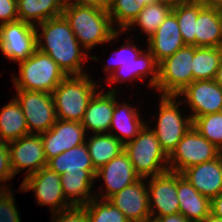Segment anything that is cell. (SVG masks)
Returning a JSON list of instances; mask_svg holds the SVG:
<instances>
[{
  "label": "cell",
  "mask_w": 222,
  "mask_h": 222,
  "mask_svg": "<svg viewBox=\"0 0 222 222\" xmlns=\"http://www.w3.org/2000/svg\"><path fill=\"white\" fill-rule=\"evenodd\" d=\"M176 97L178 98L174 95L161 96L158 124L152 129L161 148L168 156L193 125L190 116L185 119L182 117L178 109L181 102L176 103Z\"/></svg>",
  "instance_id": "obj_9"
},
{
  "label": "cell",
  "mask_w": 222,
  "mask_h": 222,
  "mask_svg": "<svg viewBox=\"0 0 222 222\" xmlns=\"http://www.w3.org/2000/svg\"><path fill=\"white\" fill-rule=\"evenodd\" d=\"M39 25L43 32L40 35L36 27L37 49L48 54L67 76L84 75L82 62L88 55L80 51L79 41L65 17L50 18Z\"/></svg>",
  "instance_id": "obj_1"
},
{
  "label": "cell",
  "mask_w": 222,
  "mask_h": 222,
  "mask_svg": "<svg viewBox=\"0 0 222 222\" xmlns=\"http://www.w3.org/2000/svg\"><path fill=\"white\" fill-rule=\"evenodd\" d=\"M29 134L21 105L14 98L0 111V142L8 143Z\"/></svg>",
  "instance_id": "obj_26"
},
{
  "label": "cell",
  "mask_w": 222,
  "mask_h": 222,
  "mask_svg": "<svg viewBox=\"0 0 222 222\" xmlns=\"http://www.w3.org/2000/svg\"><path fill=\"white\" fill-rule=\"evenodd\" d=\"M193 57L194 46L185 45L159 63V78L156 89L161 91L162 95L178 96L193 82L191 70Z\"/></svg>",
  "instance_id": "obj_8"
},
{
  "label": "cell",
  "mask_w": 222,
  "mask_h": 222,
  "mask_svg": "<svg viewBox=\"0 0 222 222\" xmlns=\"http://www.w3.org/2000/svg\"><path fill=\"white\" fill-rule=\"evenodd\" d=\"M181 175L203 196L212 200L222 192V154L181 172Z\"/></svg>",
  "instance_id": "obj_18"
},
{
  "label": "cell",
  "mask_w": 222,
  "mask_h": 222,
  "mask_svg": "<svg viewBox=\"0 0 222 222\" xmlns=\"http://www.w3.org/2000/svg\"><path fill=\"white\" fill-rule=\"evenodd\" d=\"M64 3L61 0H17L18 19L30 24L42 23L61 16Z\"/></svg>",
  "instance_id": "obj_28"
},
{
  "label": "cell",
  "mask_w": 222,
  "mask_h": 222,
  "mask_svg": "<svg viewBox=\"0 0 222 222\" xmlns=\"http://www.w3.org/2000/svg\"><path fill=\"white\" fill-rule=\"evenodd\" d=\"M16 90L29 133L41 134L51 129L58 120L52 93Z\"/></svg>",
  "instance_id": "obj_10"
},
{
  "label": "cell",
  "mask_w": 222,
  "mask_h": 222,
  "mask_svg": "<svg viewBox=\"0 0 222 222\" xmlns=\"http://www.w3.org/2000/svg\"><path fill=\"white\" fill-rule=\"evenodd\" d=\"M96 170L124 151V144L110 133H100L85 142Z\"/></svg>",
  "instance_id": "obj_29"
},
{
  "label": "cell",
  "mask_w": 222,
  "mask_h": 222,
  "mask_svg": "<svg viewBox=\"0 0 222 222\" xmlns=\"http://www.w3.org/2000/svg\"><path fill=\"white\" fill-rule=\"evenodd\" d=\"M53 214L57 216L52 222H90L85 206H72Z\"/></svg>",
  "instance_id": "obj_37"
},
{
  "label": "cell",
  "mask_w": 222,
  "mask_h": 222,
  "mask_svg": "<svg viewBox=\"0 0 222 222\" xmlns=\"http://www.w3.org/2000/svg\"><path fill=\"white\" fill-rule=\"evenodd\" d=\"M179 213L193 221H202L211 212V200L200 194L181 173H177Z\"/></svg>",
  "instance_id": "obj_22"
},
{
  "label": "cell",
  "mask_w": 222,
  "mask_h": 222,
  "mask_svg": "<svg viewBox=\"0 0 222 222\" xmlns=\"http://www.w3.org/2000/svg\"><path fill=\"white\" fill-rule=\"evenodd\" d=\"M187 1H191V2H203V3H208L209 0H187Z\"/></svg>",
  "instance_id": "obj_48"
},
{
  "label": "cell",
  "mask_w": 222,
  "mask_h": 222,
  "mask_svg": "<svg viewBox=\"0 0 222 222\" xmlns=\"http://www.w3.org/2000/svg\"><path fill=\"white\" fill-rule=\"evenodd\" d=\"M147 128L145 125L133 140L124 145V151L128 154L136 174L144 179L169 170L168 155L161 148L154 131Z\"/></svg>",
  "instance_id": "obj_4"
},
{
  "label": "cell",
  "mask_w": 222,
  "mask_h": 222,
  "mask_svg": "<svg viewBox=\"0 0 222 222\" xmlns=\"http://www.w3.org/2000/svg\"><path fill=\"white\" fill-rule=\"evenodd\" d=\"M161 222H193L187 218H185L182 214L177 213L174 215H166L163 217H158Z\"/></svg>",
  "instance_id": "obj_41"
},
{
  "label": "cell",
  "mask_w": 222,
  "mask_h": 222,
  "mask_svg": "<svg viewBox=\"0 0 222 222\" xmlns=\"http://www.w3.org/2000/svg\"><path fill=\"white\" fill-rule=\"evenodd\" d=\"M64 4L68 1V0H61Z\"/></svg>",
  "instance_id": "obj_50"
},
{
  "label": "cell",
  "mask_w": 222,
  "mask_h": 222,
  "mask_svg": "<svg viewBox=\"0 0 222 222\" xmlns=\"http://www.w3.org/2000/svg\"><path fill=\"white\" fill-rule=\"evenodd\" d=\"M185 96L191 111L192 121L202 115L222 111V87L215 80H198L188 85L178 96Z\"/></svg>",
  "instance_id": "obj_16"
},
{
  "label": "cell",
  "mask_w": 222,
  "mask_h": 222,
  "mask_svg": "<svg viewBox=\"0 0 222 222\" xmlns=\"http://www.w3.org/2000/svg\"><path fill=\"white\" fill-rule=\"evenodd\" d=\"M96 173H71L60 175L62 190L67 201L72 206H85L90 200L98 196H90L89 192ZM90 196V197H89Z\"/></svg>",
  "instance_id": "obj_25"
},
{
  "label": "cell",
  "mask_w": 222,
  "mask_h": 222,
  "mask_svg": "<svg viewBox=\"0 0 222 222\" xmlns=\"http://www.w3.org/2000/svg\"><path fill=\"white\" fill-rule=\"evenodd\" d=\"M215 81L217 82V84H219L222 87V58H221V61H220V65H219V68H218V71H217Z\"/></svg>",
  "instance_id": "obj_44"
},
{
  "label": "cell",
  "mask_w": 222,
  "mask_h": 222,
  "mask_svg": "<svg viewBox=\"0 0 222 222\" xmlns=\"http://www.w3.org/2000/svg\"><path fill=\"white\" fill-rule=\"evenodd\" d=\"M211 213L222 218V192L211 200Z\"/></svg>",
  "instance_id": "obj_40"
},
{
  "label": "cell",
  "mask_w": 222,
  "mask_h": 222,
  "mask_svg": "<svg viewBox=\"0 0 222 222\" xmlns=\"http://www.w3.org/2000/svg\"><path fill=\"white\" fill-rule=\"evenodd\" d=\"M116 101L115 97V107L112 114L110 132L108 133L114 135L125 145L126 142L133 140L146 124L140 120L138 112L133 107L127 105V103L120 105ZM113 129L119 130L122 135L113 134L111 132ZM127 138L128 140L125 141Z\"/></svg>",
  "instance_id": "obj_27"
},
{
  "label": "cell",
  "mask_w": 222,
  "mask_h": 222,
  "mask_svg": "<svg viewBox=\"0 0 222 222\" xmlns=\"http://www.w3.org/2000/svg\"><path fill=\"white\" fill-rule=\"evenodd\" d=\"M115 89L103 94L95 93L85 111L82 125L85 130H92L95 134L108 133L115 107Z\"/></svg>",
  "instance_id": "obj_21"
},
{
  "label": "cell",
  "mask_w": 222,
  "mask_h": 222,
  "mask_svg": "<svg viewBox=\"0 0 222 222\" xmlns=\"http://www.w3.org/2000/svg\"><path fill=\"white\" fill-rule=\"evenodd\" d=\"M14 177L7 143L0 142V182Z\"/></svg>",
  "instance_id": "obj_38"
},
{
  "label": "cell",
  "mask_w": 222,
  "mask_h": 222,
  "mask_svg": "<svg viewBox=\"0 0 222 222\" xmlns=\"http://www.w3.org/2000/svg\"><path fill=\"white\" fill-rule=\"evenodd\" d=\"M172 7L173 3L166 0L147 4L139 12L136 19L128 28H132L133 25H139L142 31H144L148 38H150L155 33L160 24L172 12Z\"/></svg>",
  "instance_id": "obj_32"
},
{
  "label": "cell",
  "mask_w": 222,
  "mask_h": 222,
  "mask_svg": "<svg viewBox=\"0 0 222 222\" xmlns=\"http://www.w3.org/2000/svg\"><path fill=\"white\" fill-rule=\"evenodd\" d=\"M74 2L78 4H95L107 8L110 0H75Z\"/></svg>",
  "instance_id": "obj_42"
},
{
  "label": "cell",
  "mask_w": 222,
  "mask_h": 222,
  "mask_svg": "<svg viewBox=\"0 0 222 222\" xmlns=\"http://www.w3.org/2000/svg\"><path fill=\"white\" fill-rule=\"evenodd\" d=\"M199 222H222V218H219L210 212L202 221Z\"/></svg>",
  "instance_id": "obj_43"
},
{
  "label": "cell",
  "mask_w": 222,
  "mask_h": 222,
  "mask_svg": "<svg viewBox=\"0 0 222 222\" xmlns=\"http://www.w3.org/2000/svg\"><path fill=\"white\" fill-rule=\"evenodd\" d=\"M36 25L17 20L0 24V49L12 61H25L37 49Z\"/></svg>",
  "instance_id": "obj_11"
},
{
  "label": "cell",
  "mask_w": 222,
  "mask_h": 222,
  "mask_svg": "<svg viewBox=\"0 0 222 222\" xmlns=\"http://www.w3.org/2000/svg\"><path fill=\"white\" fill-rule=\"evenodd\" d=\"M0 186V222H20L13 194Z\"/></svg>",
  "instance_id": "obj_36"
},
{
  "label": "cell",
  "mask_w": 222,
  "mask_h": 222,
  "mask_svg": "<svg viewBox=\"0 0 222 222\" xmlns=\"http://www.w3.org/2000/svg\"><path fill=\"white\" fill-rule=\"evenodd\" d=\"M96 87L87 74L66 76L52 92L57 118L82 122Z\"/></svg>",
  "instance_id": "obj_3"
},
{
  "label": "cell",
  "mask_w": 222,
  "mask_h": 222,
  "mask_svg": "<svg viewBox=\"0 0 222 222\" xmlns=\"http://www.w3.org/2000/svg\"><path fill=\"white\" fill-rule=\"evenodd\" d=\"M85 211L90 222H130L126 216L107 199L93 198L85 205Z\"/></svg>",
  "instance_id": "obj_34"
},
{
  "label": "cell",
  "mask_w": 222,
  "mask_h": 222,
  "mask_svg": "<svg viewBox=\"0 0 222 222\" xmlns=\"http://www.w3.org/2000/svg\"><path fill=\"white\" fill-rule=\"evenodd\" d=\"M149 181L147 188L151 216L153 217L157 210V218L179 213L177 173L168 170L151 177Z\"/></svg>",
  "instance_id": "obj_14"
},
{
  "label": "cell",
  "mask_w": 222,
  "mask_h": 222,
  "mask_svg": "<svg viewBox=\"0 0 222 222\" xmlns=\"http://www.w3.org/2000/svg\"><path fill=\"white\" fill-rule=\"evenodd\" d=\"M0 19V24L19 20L17 0H0Z\"/></svg>",
  "instance_id": "obj_39"
},
{
  "label": "cell",
  "mask_w": 222,
  "mask_h": 222,
  "mask_svg": "<svg viewBox=\"0 0 222 222\" xmlns=\"http://www.w3.org/2000/svg\"><path fill=\"white\" fill-rule=\"evenodd\" d=\"M19 66L20 77L13 79L18 90L52 93L67 76L48 54L38 49Z\"/></svg>",
  "instance_id": "obj_5"
},
{
  "label": "cell",
  "mask_w": 222,
  "mask_h": 222,
  "mask_svg": "<svg viewBox=\"0 0 222 222\" xmlns=\"http://www.w3.org/2000/svg\"><path fill=\"white\" fill-rule=\"evenodd\" d=\"M207 5L222 9V0H209Z\"/></svg>",
  "instance_id": "obj_45"
},
{
  "label": "cell",
  "mask_w": 222,
  "mask_h": 222,
  "mask_svg": "<svg viewBox=\"0 0 222 222\" xmlns=\"http://www.w3.org/2000/svg\"><path fill=\"white\" fill-rule=\"evenodd\" d=\"M166 1H169V2L174 4V3L181 2V1H184V0H166Z\"/></svg>",
  "instance_id": "obj_49"
},
{
  "label": "cell",
  "mask_w": 222,
  "mask_h": 222,
  "mask_svg": "<svg viewBox=\"0 0 222 222\" xmlns=\"http://www.w3.org/2000/svg\"><path fill=\"white\" fill-rule=\"evenodd\" d=\"M144 178L113 194L107 200L118 208L130 222H142L151 216L148 189Z\"/></svg>",
  "instance_id": "obj_17"
},
{
  "label": "cell",
  "mask_w": 222,
  "mask_h": 222,
  "mask_svg": "<svg viewBox=\"0 0 222 222\" xmlns=\"http://www.w3.org/2000/svg\"><path fill=\"white\" fill-rule=\"evenodd\" d=\"M115 53L118 54L116 66L108 65L104 69L105 72L110 73L109 70L113 67V71L116 72L109 75V83L128 79L134 80V78L143 79L142 77L146 75H152L150 86L156 88L159 78V63L149 50L148 52H144L143 50H139L135 45L132 46V43L130 45L127 42L125 46H122ZM120 72L122 73L120 74Z\"/></svg>",
  "instance_id": "obj_6"
},
{
  "label": "cell",
  "mask_w": 222,
  "mask_h": 222,
  "mask_svg": "<svg viewBox=\"0 0 222 222\" xmlns=\"http://www.w3.org/2000/svg\"><path fill=\"white\" fill-rule=\"evenodd\" d=\"M50 170L58 175L71 173H96L86 143L60 153L47 161Z\"/></svg>",
  "instance_id": "obj_24"
},
{
  "label": "cell",
  "mask_w": 222,
  "mask_h": 222,
  "mask_svg": "<svg viewBox=\"0 0 222 222\" xmlns=\"http://www.w3.org/2000/svg\"><path fill=\"white\" fill-rule=\"evenodd\" d=\"M192 126L222 151V111L196 117Z\"/></svg>",
  "instance_id": "obj_35"
},
{
  "label": "cell",
  "mask_w": 222,
  "mask_h": 222,
  "mask_svg": "<svg viewBox=\"0 0 222 222\" xmlns=\"http://www.w3.org/2000/svg\"><path fill=\"white\" fill-rule=\"evenodd\" d=\"M222 58V47H195L191 66L193 81L215 80Z\"/></svg>",
  "instance_id": "obj_30"
},
{
  "label": "cell",
  "mask_w": 222,
  "mask_h": 222,
  "mask_svg": "<svg viewBox=\"0 0 222 222\" xmlns=\"http://www.w3.org/2000/svg\"><path fill=\"white\" fill-rule=\"evenodd\" d=\"M221 154L220 149L192 126L168 156L169 171L181 173L186 168L212 161Z\"/></svg>",
  "instance_id": "obj_7"
},
{
  "label": "cell",
  "mask_w": 222,
  "mask_h": 222,
  "mask_svg": "<svg viewBox=\"0 0 222 222\" xmlns=\"http://www.w3.org/2000/svg\"><path fill=\"white\" fill-rule=\"evenodd\" d=\"M62 15L68 21L80 45L86 50L92 49L97 44L109 42L119 34L112 26L105 7L67 1Z\"/></svg>",
  "instance_id": "obj_2"
},
{
  "label": "cell",
  "mask_w": 222,
  "mask_h": 222,
  "mask_svg": "<svg viewBox=\"0 0 222 222\" xmlns=\"http://www.w3.org/2000/svg\"><path fill=\"white\" fill-rule=\"evenodd\" d=\"M195 47H222V9L206 5L198 13Z\"/></svg>",
  "instance_id": "obj_23"
},
{
  "label": "cell",
  "mask_w": 222,
  "mask_h": 222,
  "mask_svg": "<svg viewBox=\"0 0 222 222\" xmlns=\"http://www.w3.org/2000/svg\"><path fill=\"white\" fill-rule=\"evenodd\" d=\"M103 177L107 193L101 199H108L113 194L138 181L134 166L128 154L123 151L96 172L95 178Z\"/></svg>",
  "instance_id": "obj_19"
},
{
  "label": "cell",
  "mask_w": 222,
  "mask_h": 222,
  "mask_svg": "<svg viewBox=\"0 0 222 222\" xmlns=\"http://www.w3.org/2000/svg\"><path fill=\"white\" fill-rule=\"evenodd\" d=\"M20 188L25 192L32 189L35 192L37 204L49 205L52 210L54 209L52 213L72 207L64 196L60 175L48 167L26 176Z\"/></svg>",
  "instance_id": "obj_12"
},
{
  "label": "cell",
  "mask_w": 222,
  "mask_h": 222,
  "mask_svg": "<svg viewBox=\"0 0 222 222\" xmlns=\"http://www.w3.org/2000/svg\"><path fill=\"white\" fill-rule=\"evenodd\" d=\"M142 9L135 0H110L107 7L112 24L116 20L120 31L128 29Z\"/></svg>",
  "instance_id": "obj_33"
},
{
  "label": "cell",
  "mask_w": 222,
  "mask_h": 222,
  "mask_svg": "<svg viewBox=\"0 0 222 222\" xmlns=\"http://www.w3.org/2000/svg\"><path fill=\"white\" fill-rule=\"evenodd\" d=\"M139 5L145 7L147 4L160 2L162 0H135Z\"/></svg>",
  "instance_id": "obj_46"
},
{
  "label": "cell",
  "mask_w": 222,
  "mask_h": 222,
  "mask_svg": "<svg viewBox=\"0 0 222 222\" xmlns=\"http://www.w3.org/2000/svg\"><path fill=\"white\" fill-rule=\"evenodd\" d=\"M142 222H161L159 218L152 216L146 217Z\"/></svg>",
  "instance_id": "obj_47"
},
{
  "label": "cell",
  "mask_w": 222,
  "mask_h": 222,
  "mask_svg": "<svg viewBox=\"0 0 222 222\" xmlns=\"http://www.w3.org/2000/svg\"><path fill=\"white\" fill-rule=\"evenodd\" d=\"M85 132L81 122L58 119L51 129L41 133L46 160L84 144Z\"/></svg>",
  "instance_id": "obj_15"
},
{
  "label": "cell",
  "mask_w": 222,
  "mask_h": 222,
  "mask_svg": "<svg viewBox=\"0 0 222 222\" xmlns=\"http://www.w3.org/2000/svg\"><path fill=\"white\" fill-rule=\"evenodd\" d=\"M7 145L14 176L25 168L29 176L47 166L41 134L29 133Z\"/></svg>",
  "instance_id": "obj_13"
},
{
  "label": "cell",
  "mask_w": 222,
  "mask_h": 222,
  "mask_svg": "<svg viewBox=\"0 0 222 222\" xmlns=\"http://www.w3.org/2000/svg\"><path fill=\"white\" fill-rule=\"evenodd\" d=\"M203 2L181 1L173 4L172 12L176 15L180 33L185 45L195 46V23L198 13L206 6Z\"/></svg>",
  "instance_id": "obj_31"
},
{
  "label": "cell",
  "mask_w": 222,
  "mask_h": 222,
  "mask_svg": "<svg viewBox=\"0 0 222 222\" xmlns=\"http://www.w3.org/2000/svg\"><path fill=\"white\" fill-rule=\"evenodd\" d=\"M147 40L148 50L158 63L185 46L176 15L173 12L166 17L155 33Z\"/></svg>",
  "instance_id": "obj_20"
}]
</instances>
